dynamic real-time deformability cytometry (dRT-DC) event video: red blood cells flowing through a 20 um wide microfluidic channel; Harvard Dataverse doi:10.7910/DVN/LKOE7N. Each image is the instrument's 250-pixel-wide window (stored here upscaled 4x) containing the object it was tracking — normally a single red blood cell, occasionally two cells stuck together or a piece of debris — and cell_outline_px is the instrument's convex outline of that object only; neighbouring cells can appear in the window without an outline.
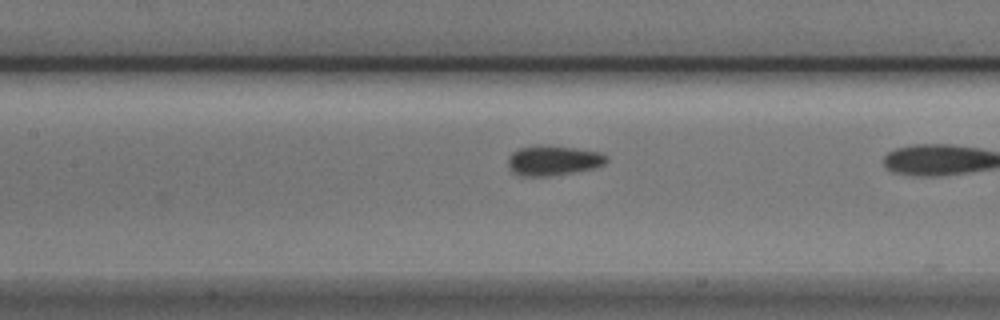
{"species": "Egyptian fruit bat (a non-hibernating species)", "species_latin": "Rousettus aegyptiacus", "temperature_condition": "cold", "stored_images_in_passage": 9, "camera_frame_rate_fps": 3000, "um_per_image_px": 0.085, "animal": {"sex": "male"}, "frame": {"image": 1, "passage_image": 8, "time_ms": 2.333, "image_size_px": [1000, 320], "cell_outline_px": [[608, 160], [604, 164], [592, 168], [572, 172], [544, 176], [524, 176], [512, 172], [508, 164], [508, 156], [512, 152], [520, 148], [540, 144], [544, 144], [576, 148], [600, 152], [608, 156]], "centroid_in_image_um": [47.01, 13.61], "position_along_channel_um": 160.4, "area_um2": 17.17}}